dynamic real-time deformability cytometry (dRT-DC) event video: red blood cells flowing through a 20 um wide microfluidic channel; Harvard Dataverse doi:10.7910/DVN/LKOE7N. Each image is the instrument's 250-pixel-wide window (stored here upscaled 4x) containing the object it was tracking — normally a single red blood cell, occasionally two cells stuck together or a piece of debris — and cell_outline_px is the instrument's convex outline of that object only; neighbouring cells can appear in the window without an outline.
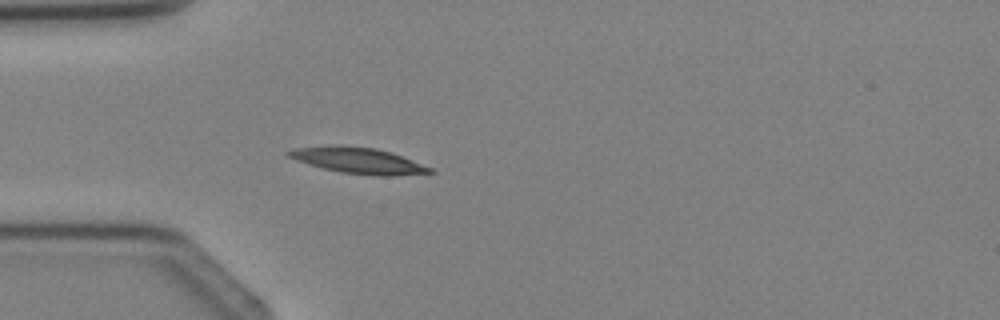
{"species": "Egyptian fruit bat (a non-hibernating species)", "species_latin": "Rousettus aegyptiacus", "temperature_condition": "cold", "stored_images_in_passage": 3, "camera_frame_rate_fps": 3000, "um_per_image_px": 0.085, "animal": {"sex": "female"}, "frame": {"image": 1, "passage_image": 3, "time_ms": 2.667, "image_size_px": [1000, 320], "cell_outline_px": [[436, 172], [392, 176], [376, 176], [340, 172], [308, 164], [296, 160], [288, 156], [284, 152], [292, 148], [332, 144], [340, 144], [376, 148], [392, 152], [432, 168]], "centroid_in_image_um": [30.41, 13.62], "position_along_channel_um": 54.6, "area_um2": 21.73}}